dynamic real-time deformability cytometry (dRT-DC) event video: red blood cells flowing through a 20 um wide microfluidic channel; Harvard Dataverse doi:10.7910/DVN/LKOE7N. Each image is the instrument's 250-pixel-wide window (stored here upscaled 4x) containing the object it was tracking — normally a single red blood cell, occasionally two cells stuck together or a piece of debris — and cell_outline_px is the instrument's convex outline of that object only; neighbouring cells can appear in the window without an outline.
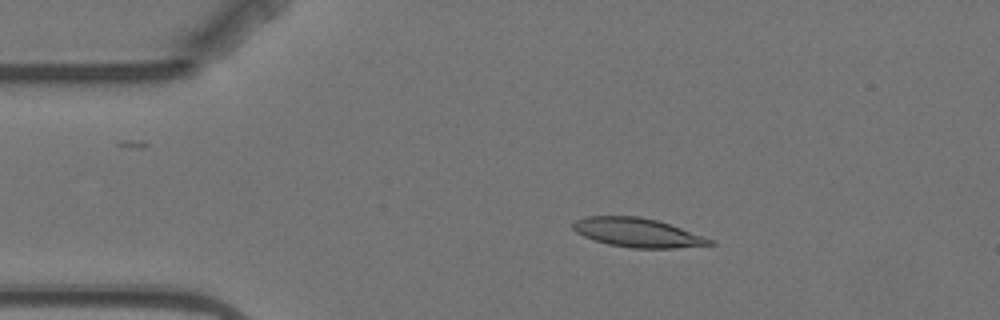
{"species": "Egyptian fruit bat (a non-hibernating species)", "species_latin": "Rousettus aegyptiacus", "temperature_condition": "warm", "stored_images_in_passage": 6, "camera_frame_rate_fps": 3000, "um_per_image_px": 0.085, "animal": {"sex": "female"}, "frame": {"image": 1, "passage_image": 3, "time_ms": 2.333, "image_size_px": [1000, 320], "cell_outline_px": [[716, 244], [676, 248], [632, 248], [608, 244], [584, 236], [576, 232], [572, 228], [572, 224], [576, 220], [584, 216], [640, 216], [656, 220], [716, 240]], "centroid_in_image_um": [54.2, 19.77], "position_along_channel_um": 30.8, "area_um2": 23.06}}
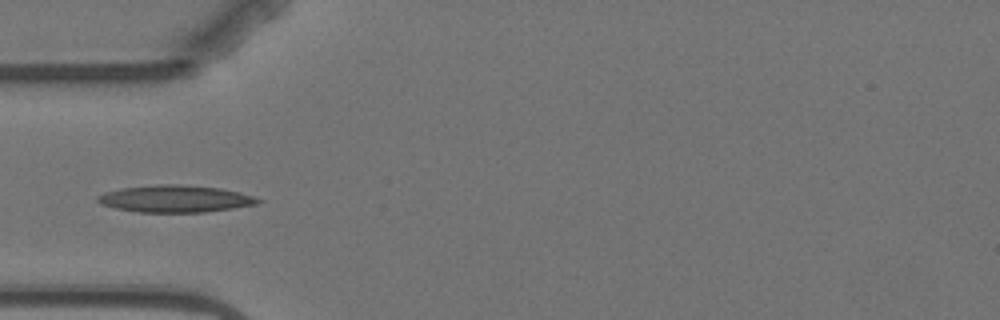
{"frame": {"image": 2, "passage_image": 5, "time_ms": 4.667, "image_size_px": [1000, 320], "cell_outline_px": [[264, 200], [256, 204], [232, 208], [204, 212], [136, 212], [116, 208], [100, 204], [96, 200], [96, 196], [104, 192], [120, 188], [156, 184], [180, 184], [220, 188], [240, 192]], "centroid_in_image_um": [14.85, 16.89], "position_along_channel_um": 70.1, "area_um2": 25.37}}
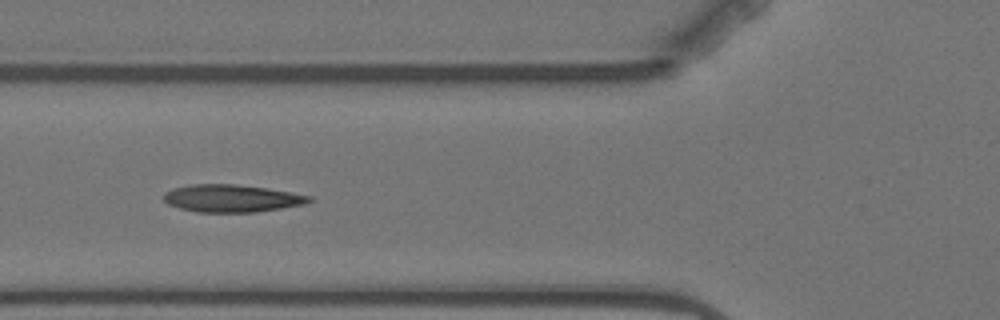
{"frame": {"image": 3, "passage_image": 6, "time_ms": 5.667, "image_size_px": [1000, 320], "cell_outline_px": [[312, 200], [304, 204], [256, 212], [196, 212], [180, 208], [168, 204], [164, 200], [164, 192], [172, 188], [188, 184], [236, 184], [268, 188], [312, 196]], "centroid_in_image_um": [19.66, 16.85], "position_along_channel_um": 106.1, "area_um2": 23.35}}